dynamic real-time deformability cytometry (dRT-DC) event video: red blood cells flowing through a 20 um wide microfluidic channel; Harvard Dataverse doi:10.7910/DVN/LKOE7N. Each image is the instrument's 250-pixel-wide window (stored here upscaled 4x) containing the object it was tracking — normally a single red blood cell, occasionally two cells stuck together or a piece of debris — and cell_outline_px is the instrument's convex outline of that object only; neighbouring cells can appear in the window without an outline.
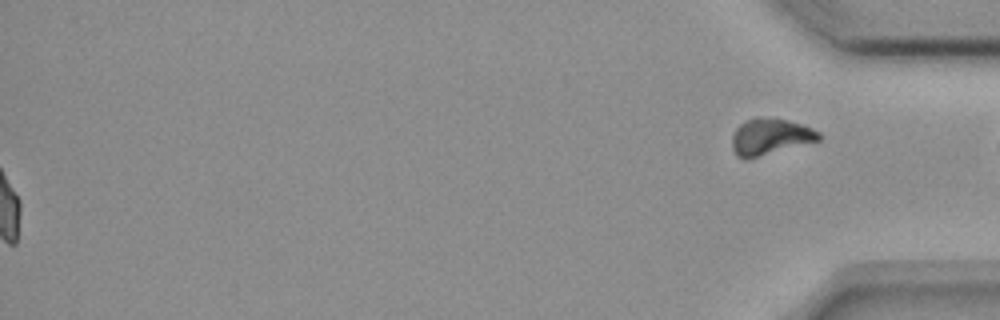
{"species": "common noctule bat (a hibernating species)", "species_latin": "Nyctalus noctula", "temperature_condition": "room temperature", "stored_images_in_passage": 57, "segment_of_instrument_passage": [2, 2], "camera_frame_rate_fps": 3000, "um_per_image_px": 0.085, "animal": {"sex": "female", "body_mass_g": 18.4}, "frame": {"image": 1, "passage_image": 57, "time_ms": 18.667, "image_size_px": [1000, 320], "cell_outline_px": [[820, 140], [748, 160], [744, 160], [736, 156], [732, 148], [732, 136], [736, 128], [744, 120], [756, 116], [760, 116], [784, 120], [800, 124], [812, 128], [820, 132]], "centroid_in_image_um": [65.42, 11.63], "position_along_channel_um": 369.8, "area_um2": 18.61}}